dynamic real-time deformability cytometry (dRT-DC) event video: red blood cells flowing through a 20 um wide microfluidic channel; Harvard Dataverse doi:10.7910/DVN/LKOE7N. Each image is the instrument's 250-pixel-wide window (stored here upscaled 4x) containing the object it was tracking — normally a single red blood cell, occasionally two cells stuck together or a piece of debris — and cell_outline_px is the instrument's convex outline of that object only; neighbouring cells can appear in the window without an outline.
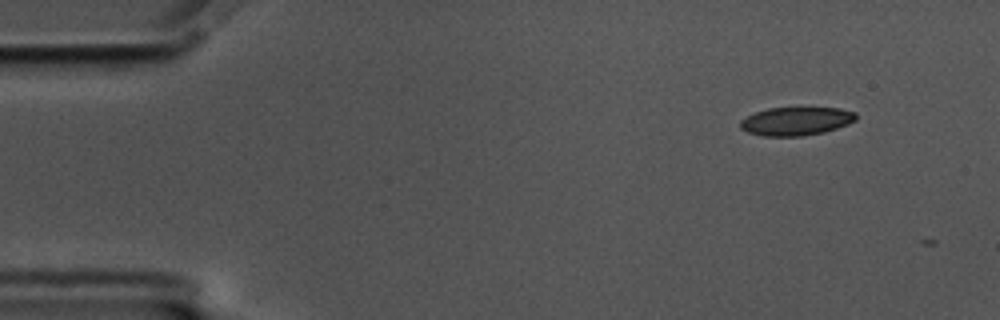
{"species": "common noctule bat (a hibernating species)", "species_latin": "Nyctalus noctula", "temperature_condition": "cold", "stored_images_in_passage": 3, "camera_frame_rate_fps": 3000, "um_per_image_px": 0.085, "animal": {"sex": "male", "body_mass_g": 17.5, "forearm_length_mm": 52.3}, "frame": {"image": 1, "passage_image": 1, "time_ms": 0.0, "image_size_px": [1000, 320], "cell_outline_px": [[856, 120], [848, 124], [824, 132], [804, 136], [764, 136], [748, 132], [740, 128], [740, 120], [756, 112], [768, 108], [840, 108], [856, 112]], "centroid_in_image_um": [67.68, 10.3], "position_along_channel_um": 17.3, "area_um2": 19.07}}